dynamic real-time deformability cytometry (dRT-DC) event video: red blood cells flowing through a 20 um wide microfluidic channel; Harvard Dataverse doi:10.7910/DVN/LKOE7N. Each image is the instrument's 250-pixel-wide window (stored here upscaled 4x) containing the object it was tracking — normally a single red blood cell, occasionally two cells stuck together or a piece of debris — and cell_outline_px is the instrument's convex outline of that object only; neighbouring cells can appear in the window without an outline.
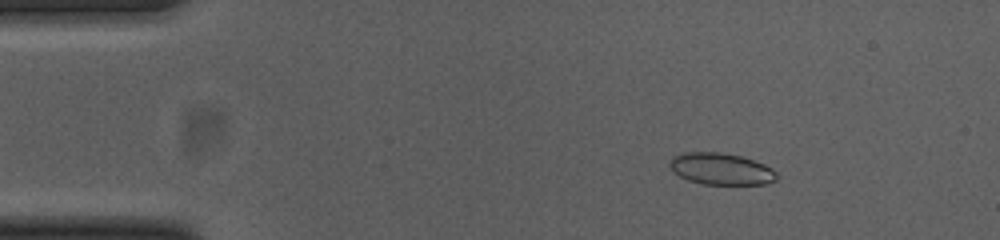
{"species": "common noctule bat (a hibernating species)", "species_latin": "Nyctalus noctula", "temperature_condition": "cold", "stored_images_in_passage": 55, "camera_frame_rate_fps": 3000, "um_per_image_px": 0.085, "animal": {"sex": "female", "body_mass_g": 23.0, "forearm_length_mm": 53.4}, "frame": {"image": 1, "passage_image": 8, "time_ms": 2.333, "image_size_px": [1000, 240], "cell_outline_px": [[780, 176], [776, 180], [768, 184], [704, 184], [688, 180], [680, 176], [668, 164], [676, 156], [684, 152], [720, 152], [740, 156], [764, 164], [772, 168]], "centroid_in_image_um": [61.35, 14.36], "position_along_channel_um": 23.6, "area_um2": 19.59}}
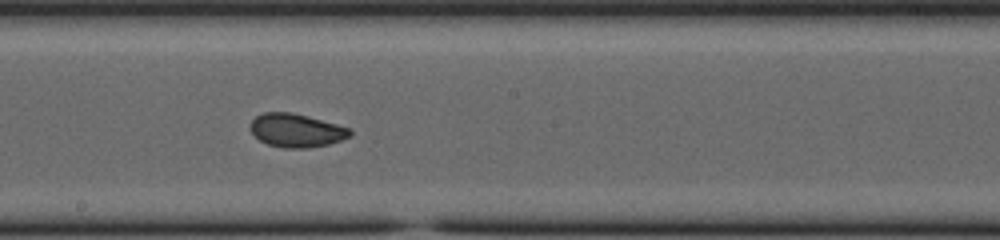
{"frame": {"image": 2, "passage_image": 30, "time_ms": 9.667, "image_size_px": [1000, 240], "cell_outline_px": [[352, 132], [348, 136], [340, 140], [328, 144], [308, 148], [284, 148], [268, 144], [260, 140], [252, 132], [252, 120], [256, 116], [264, 112], [292, 112], [308, 116], [336, 124], [348, 128]], "centroid_in_image_um": [25.17, 11.08], "position_along_channel_um": 223.0, "area_um2": 19.07}}
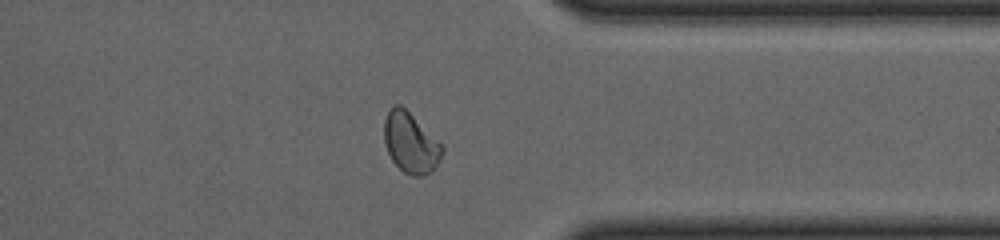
{"frame": {"image": 3, "passage_image": 43, "time_ms": 14.0, "image_size_px": [1000, 240], "cell_outline_px": [[444, 152], [440, 160], [432, 172], [424, 176], [412, 176], [404, 172], [392, 160], [388, 152], [384, 140], [384, 120], [388, 112], [396, 104], [400, 104], [444, 144]], "centroid_in_image_um": [34.94, 12.16], "position_along_channel_um": 376.5, "area_um2": 20.58}, "authors_computed_cell_mechanics": {"area_um2": 19.8254, "velocity_mm_per_s": 3.6964, "shape_relaxation_time_tau1_ms": 5.14, "shape_relaxation_time_tau2_ms": 1.6068, "deformation_change_tau1": 0.1237, "deformation_change_tau2": 0.0566}}